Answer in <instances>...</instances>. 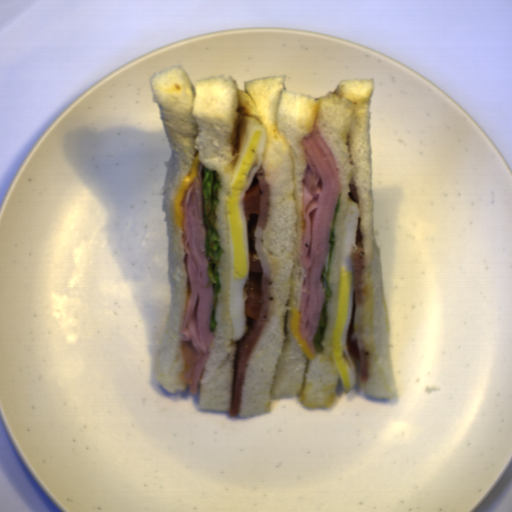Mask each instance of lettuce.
<instances>
[{
  "label": "lettuce",
  "instance_id": "obj_2",
  "mask_svg": "<svg viewBox=\"0 0 512 512\" xmlns=\"http://www.w3.org/2000/svg\"><path fill=\"white\" fill-rule=\"evenodd\" d=\"M340 204L338 203L334 219L330 228L327 251L325 262L323 265V269L321 272V281L323 285V293H322V303H321V312L319 318V324L316 332L313 335L312 344L315 351L325 352L323 349L324 338L327 330V326L330 319L331 314V286H330V276H329V268H330V260L331 255L333 253L334 247L336 245V228H337V219L339 213Z\"/></svg>",
  "mask_w": 512,
  "mask_h": 512
},
{
  "label": "lettuce",
  "instance_id": "obj_1",
  "mask_svg": "<svg viewBox=\"0 0 512 512\" xmlns=\"http://www.w3.org/2000/svg\"><path fill=\"white\" fill-rule=\"evenodd\" d=\"M203 222L205 234V258L208 278L212 284V315L210 320L211 332L216 333L217 301L221 291L218 272L219 258L222 247L220 234L216 228L218 215L217 205L221 191V179L217 172L205 165L201 169Z\"/></svg>",
  "mask_w": 512,
  "mask_h": 512
}]
</instances>
